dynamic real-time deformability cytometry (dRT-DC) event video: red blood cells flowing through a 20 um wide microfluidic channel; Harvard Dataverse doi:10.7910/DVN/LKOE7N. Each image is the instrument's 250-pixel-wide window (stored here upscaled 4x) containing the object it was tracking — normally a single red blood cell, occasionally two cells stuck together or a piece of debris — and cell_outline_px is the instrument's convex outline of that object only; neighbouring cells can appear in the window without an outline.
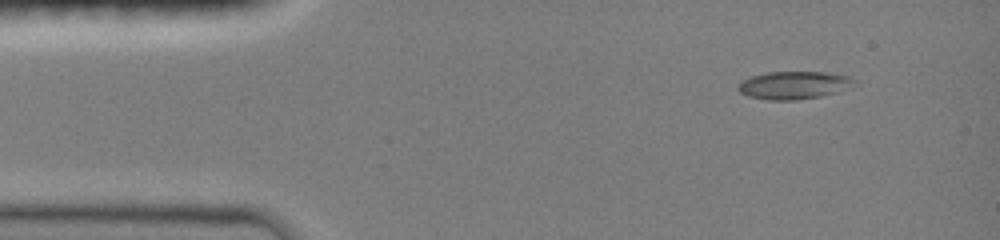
{"species": "common noctule bat (a hibernating species)", "species_latin": "Nyctalus noctula", "temperature_condition": "room temperature", "stored_images_in_passage": 3, "camera_frame_rate_fps": 3000, "um_per_image_px": 0.085, "animal": {"sex": "female", "body_mass_g": 19.0, "forearm_length_mm": 51.5}, "frame": {"image": 1, "passage_image": 1, "time_ms": 0.0, "image_size_px": [1000, 240], "cell_outline_px": [[860, 84], [840, 92], [820, 96], [796, 100], [768, 100], [748, 96], [740, 92], [736, 88], [744, 80], [752, 76], [768, 72], [824, 72], [848, 76], [856, 80]], "centroid_in_image_um": [67.56, 7.25], "position_along_channel_um": 17.4, "area_um2": 18.96}}